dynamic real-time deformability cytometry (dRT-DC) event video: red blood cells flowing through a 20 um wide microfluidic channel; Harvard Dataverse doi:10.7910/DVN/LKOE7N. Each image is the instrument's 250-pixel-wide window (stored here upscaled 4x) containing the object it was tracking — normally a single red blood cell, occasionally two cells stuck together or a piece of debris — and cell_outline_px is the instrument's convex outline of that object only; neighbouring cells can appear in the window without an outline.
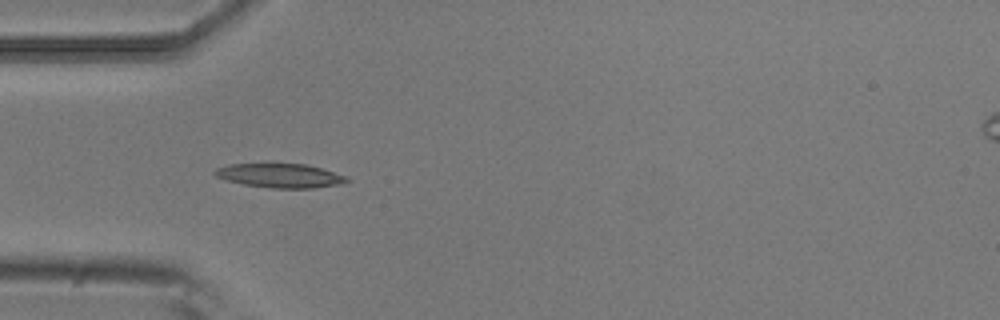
{"species": "common noctule bat (a hibernating species)", "species_latin": "Nyctalus noctula", "temperature_condition": "room temperature", "stored_images_in_passage": 5, "camera_frame_rate_fps": 3000, "um_per_image_px": 0.085, "animal": {"sex": "male", "body_mass_g": 20.5, "forearm_length_mm": 52.5}, "frame": {"image": 1, "passage_image": 4, "time_ms": 1.0, "image_size_px": [1000, 320], "cell_outline_px": [[348, 180], [340, 184], [312, 188], [272, 188], [244, 184], [228, 180], [216, 176], [212, 172], [216, 168], [228, 164], [308, 164], [348, 176]], "centroid_in_image_um": [23.82, 14.92], "position_along_channel_um": 61.2, "area_um2": 18.38}}
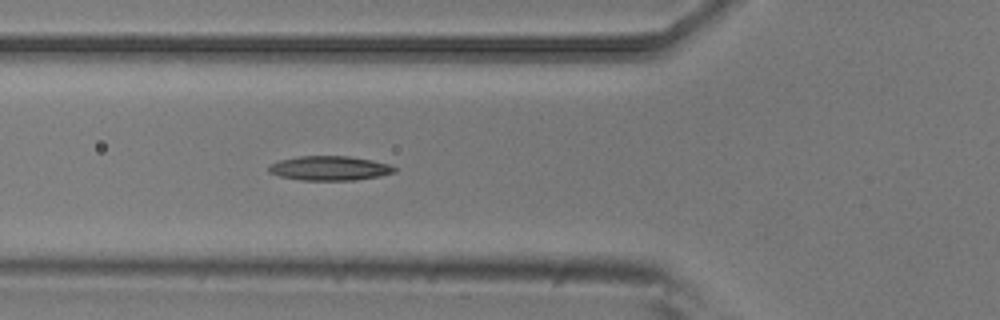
{"frame": {"image": 2, "passage_image": 5, "time_ms": 1.333, "image_size_px": [1000, 320], "cell_outline_px": [[396, 172], [380, 176], [356, 180], [300, 180], [280, 176], [268, 172], [268, 168], [272, 164], [280, 160], [300, 156], [348, 156], [372, 160], [388, 164], [396, 168]], "centroid_in_image_um": [28.03, 14.3], "position_along_channel_um": 97.8, "area_um2": 17.8}}